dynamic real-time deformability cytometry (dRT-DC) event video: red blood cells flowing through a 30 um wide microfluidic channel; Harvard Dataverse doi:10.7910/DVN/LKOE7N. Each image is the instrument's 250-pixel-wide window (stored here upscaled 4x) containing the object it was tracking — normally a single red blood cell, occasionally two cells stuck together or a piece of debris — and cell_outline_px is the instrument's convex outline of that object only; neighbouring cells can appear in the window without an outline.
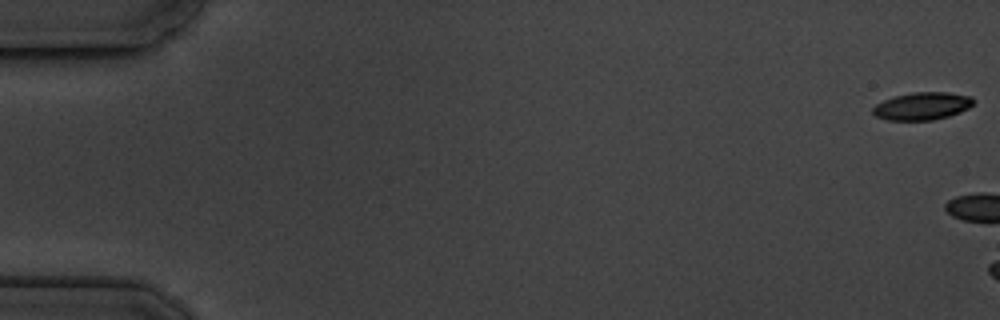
{"species": "common noctule bat (a hibernating species)", "species_latin": "Nyctalus noctula", "temperature_condition": "cold", "stored_images_in_passage": 8, "camera_frame_rate_fps": 3000, "um_per_image_px": 0.085, "animal": {"sex": "male", "body_mass_g": 19.5, "forearm_length_mm": 54.6}, "frame": {"image": 1, "passage_image": 1, "time_ms": 0.0, "image_size_px": [1000, 320], "cell_outline_px": [[976, 100], [968, 108], [960, 112], [948, 116], [932, 120], [888, 120], [876, 116], [872, 112], [872, 108], [876, 104], [884, 100], [896, 96], [912, 92], [948, 92], [972, 96]], "centroid_in_image_um": [78.41, 9.01], "position_along_channel_um": 6.6, "area_um2": 16.18}}